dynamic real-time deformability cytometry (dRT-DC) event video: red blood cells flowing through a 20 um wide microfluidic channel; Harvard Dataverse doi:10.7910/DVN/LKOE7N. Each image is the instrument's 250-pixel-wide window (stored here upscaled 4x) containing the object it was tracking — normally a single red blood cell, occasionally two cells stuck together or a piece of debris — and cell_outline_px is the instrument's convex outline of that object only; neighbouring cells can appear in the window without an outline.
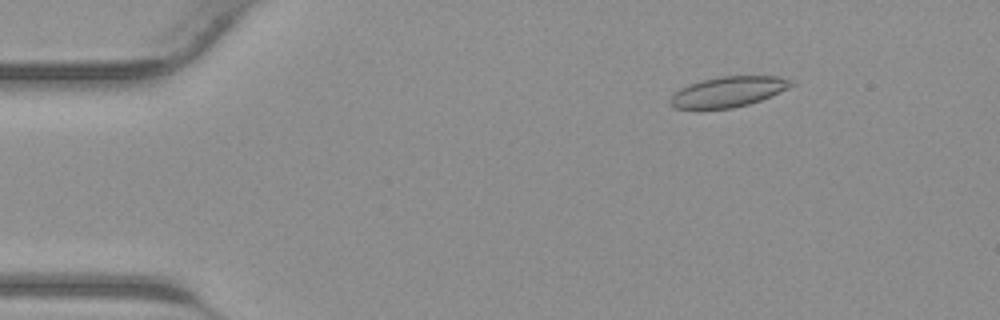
{"species": "common noctule bat (a hibernating species)", "species_latin": "Nyctalus noctula", "temperature_condition": "warm", "stored_images_in_passage": 42, "camera_frame_rate_fps": 3000, "um_per_image_px": 0.085, "animal": {"sex": "male", "body_mass_g": 23.1, "forearm_length_mm": 52.7}, "frame": {"image": 1, "passage_image": 6, "time_ms": 1.667, "image_size_px": [1000, 320], "cell_outline_px": [[796, 84], [788, 88], [760, 100], [748, 104], [732, 108], [676, 108], [668, 104], [668, 100], [680, 88], [688, 84], [700, 80], [720, 76], [780, 76], [792, 80]], "centroid_in_image_um": [61.89, 7.78], "position_along_channel_um": 23.1, "area_um2": 21.33}}
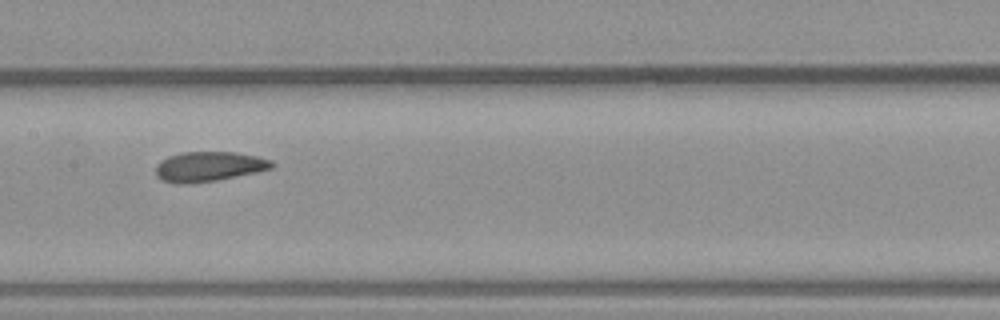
{"frame": {"image": 2, "passage_image": 21, "time_ms": 6.667, "image_size_px": [1000, 320], "cell_outline_px": [[276, 164], [272, 168], [256, 172], [216, 180], [180, 184], [176, 184], [160, 180], [156, 176], [156, 164], [160, 160], [168, 156], [180, 152], [236, 152], [256, 156], [272, 160]], "centroid_in_image_um": [17.72, 14.15], "position_along_channel_um": 189.7, "area_um2": 20.29}}
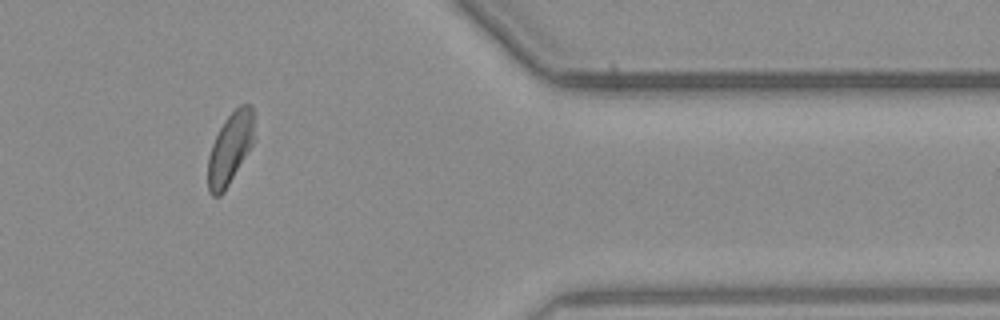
{"frame": {"image": 3, "passage_image": 35, "time_ms": 11.333, "image_size_px": [1000, 320], "cell_outline_px": [[256, 140], [224, 192], [220, 196], [212, 196], [208, 192], [208, 156], [212, 144], [224, 120], [240, 104], [252, 104]], "centroid_in_image_um": [19.59, 12.61], "position_along_channel_um": 391.8, "area_um2": 19.65}}